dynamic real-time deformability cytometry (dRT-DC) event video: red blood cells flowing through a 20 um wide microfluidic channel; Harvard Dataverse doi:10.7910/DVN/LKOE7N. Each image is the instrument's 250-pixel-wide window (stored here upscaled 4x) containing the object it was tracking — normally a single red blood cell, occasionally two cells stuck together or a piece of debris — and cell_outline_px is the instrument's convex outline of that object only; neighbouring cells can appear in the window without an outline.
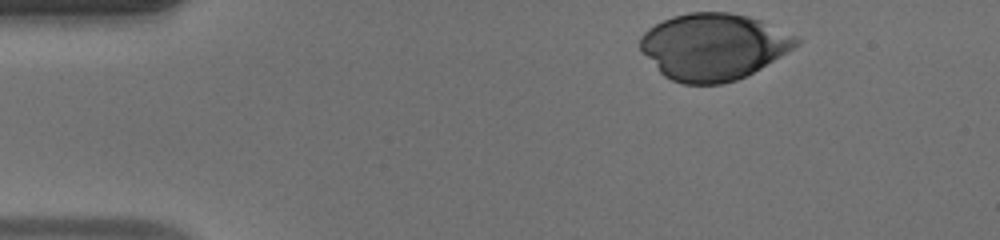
{"species": "human", "species_latin": "Homo sapiens", "temperature_condition": "warm", "stored_images_in_passage": 33, "camera_frame_rate_fps": 3000, "um_per_image_px": 0.085, "donor": {"sex": "male"}, "frame": {"image": 1, "passage_image": 1, "time_ms": 0.0, "image_size_px": [1000, 240], "cell_outline_px": [[800, 40], [792, 48], [760, 68], [736, 80], [720, 84], [684, 84], [672, 80], [664, 76], [660, 72], [640, 48], [640, 36], [648, 28], [672, 16], [688, 12], [728, 12], [748, 16], [760, 20]], "centroid_in_image_um": [60.57, 3.96], "position_along_channel_um": 24.4, "area_um2": 59.53}}